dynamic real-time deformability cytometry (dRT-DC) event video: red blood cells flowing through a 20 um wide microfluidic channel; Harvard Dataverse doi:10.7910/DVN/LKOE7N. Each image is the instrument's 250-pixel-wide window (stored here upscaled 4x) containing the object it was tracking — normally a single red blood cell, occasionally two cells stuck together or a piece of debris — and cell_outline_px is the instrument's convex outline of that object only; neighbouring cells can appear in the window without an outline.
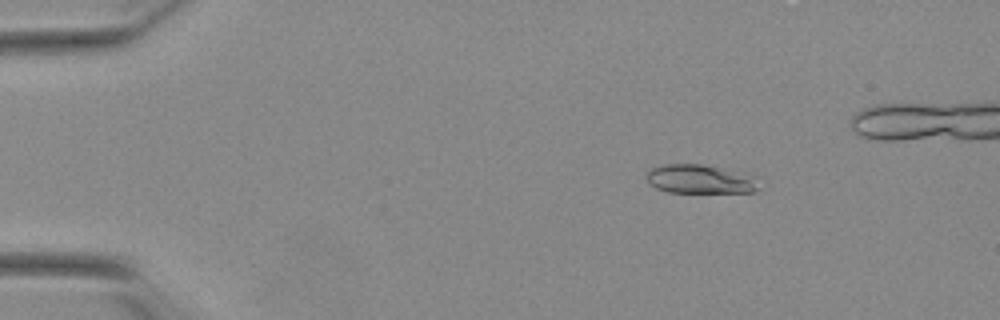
{"species": "Egyptian fruit bat (a non-hibernating species)", "species_latin": "Rousettus aegyptiacus", "temperature_condition": "warm", "stored_images_in_passage": 48, "camera_frame_rate_fps": 3000, "um_per_image_px": 0.085, "animal": {"sex": "female"}, "frame": {"image": 1, "passage_image": 8, "time_ms": 2.333, "image_size_px": [1000, 320], "cell_outline_px": [[756, 192], [668, 192], [656, 188], [648, 180], [648, 172], [652, 168], [664, 164], [700, 164], [716, 168], [748, 180], [756, 188]], "centroid_in_image_um": [59.23, 15.25], "position_along_channel_um": 25.8, "area_um2": 17.17}}
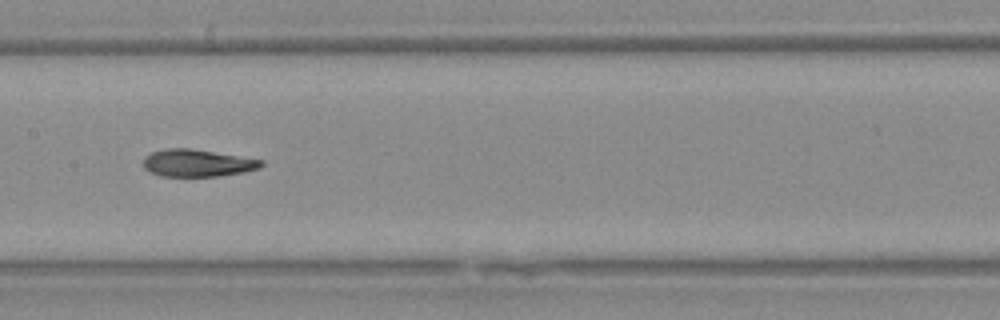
{"frame": {"image": 2, "passage_image": 27, "time_ms": 8.667, "image_size_px": [1000, 320], "cell_outline_px": [[264, 164], [260, 168], [244, 172], [216, 176], [160, 176], [144, 168], [144, 156], [152, 152], [164, 148], [192, 148], [264, 160]], "centroid_in_image_um": [16.79, 13.85], "position_along_channel_um": 190.6, "area_um2": 18.79}}
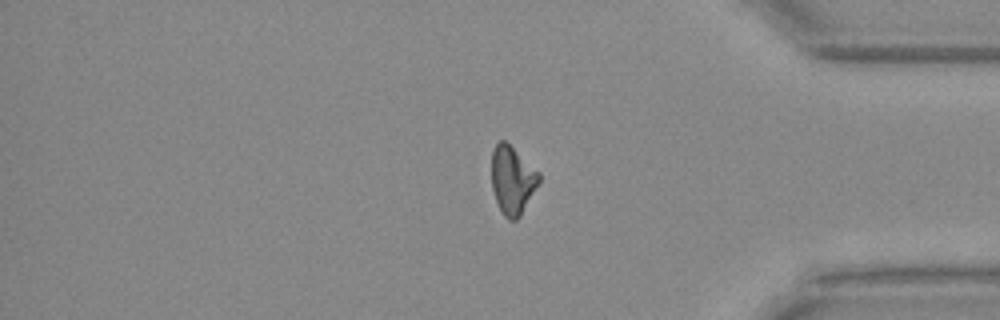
{"frame": {"image": 3, "passage_image": 44, "time_ms": 14.333, "image_size_px": [1000, 320], "cell_outline_px": [[540, 184], [520, 216], [516, 220], [508, 220], [504, 216], [496, 200], [492, 188], [492, 148], [500, 140], [504, 140], [540, 172]], "centroid_in_image_um": [43.57, 15.31], "position_along_channel_um": 391.6, "area_um2": 18.9}}